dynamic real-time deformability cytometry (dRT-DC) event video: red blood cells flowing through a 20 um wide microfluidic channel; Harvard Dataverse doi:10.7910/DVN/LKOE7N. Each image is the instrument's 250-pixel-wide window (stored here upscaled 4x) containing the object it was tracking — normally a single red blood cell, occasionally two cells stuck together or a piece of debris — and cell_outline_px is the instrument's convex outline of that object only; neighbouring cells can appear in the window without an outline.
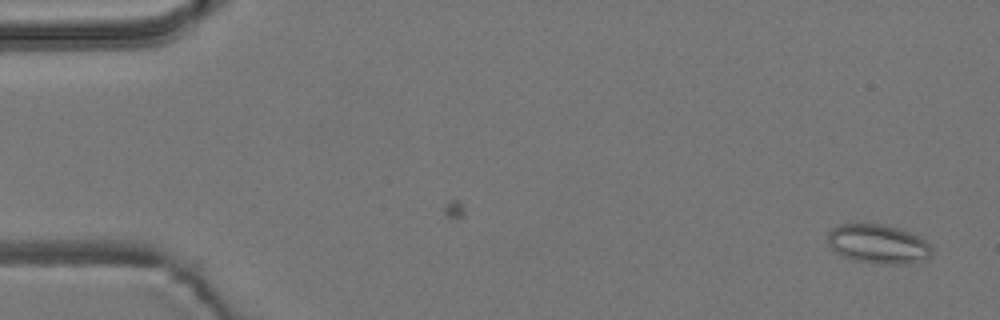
{"species": "common noctule bat (a hibernating species)", "species_latin": "Nyctalus noctula", "temperature_condition": "room temperature", "stored_images_in_passage": 2, "camera_frame_rate_fps": 3000, "um_per_image_px": 0.085, "animal": {"sex": "male", "body_mass_g": 19.2, "forearm_length_mm": 51.8}, "frame": {"image": 1, "passage_image": 2, "time_ms": 0.333, "image_size_px": [1000, 320], "cell_outline_px": [[932, 252], [924, 260], [904, 264], [880, 264], [852, 260], [836, 252], [828, 244], [828, 232], [832, 228], [840, 224], [880, 224], [896, 228], [908, 232], [924, 240], [932, 248]], "centroid_in_image_um": [74.61, 20.75], "position_along_channel_um": 10.4, "area_um2": 23.47}}